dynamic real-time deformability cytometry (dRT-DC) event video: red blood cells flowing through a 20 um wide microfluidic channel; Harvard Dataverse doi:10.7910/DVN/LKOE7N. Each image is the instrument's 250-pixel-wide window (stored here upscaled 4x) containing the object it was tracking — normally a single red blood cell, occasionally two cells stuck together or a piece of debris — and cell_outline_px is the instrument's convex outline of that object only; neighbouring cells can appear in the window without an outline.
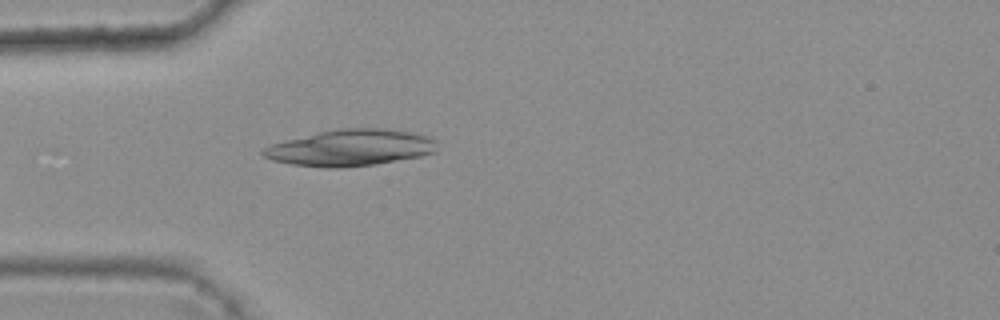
{"species": "common noctule bat (a hibernating species)", "species_latin": "Nyctalus noctula", "temperature_condition": "warm", "stored_images_in_passage": 5, "camera_frame_rate_fps": 3000, "um_per_image_px": 0.085, "animal": {"sex": "female", "body_mass_g": 25.1}, "frame": {"image": 1, "passage_image": 5, "time_ms": 1.333, "image_size_px": [1000, 320], "cell_outline_px": [[436, 152], [420, 156], [376, 164], [340, 168], [324, 168], [292, 164], [272, 160], [264, 156], [260, 152], [264, 148], [272, 144], [320, 132], [340, 128], [384, 128], [408, 132], [424, 136], [436, 140]], "centroid_in_image_um": [29.79, 12.57], "position_along_channel_um": 55.2, "area_um2": 36.53}}